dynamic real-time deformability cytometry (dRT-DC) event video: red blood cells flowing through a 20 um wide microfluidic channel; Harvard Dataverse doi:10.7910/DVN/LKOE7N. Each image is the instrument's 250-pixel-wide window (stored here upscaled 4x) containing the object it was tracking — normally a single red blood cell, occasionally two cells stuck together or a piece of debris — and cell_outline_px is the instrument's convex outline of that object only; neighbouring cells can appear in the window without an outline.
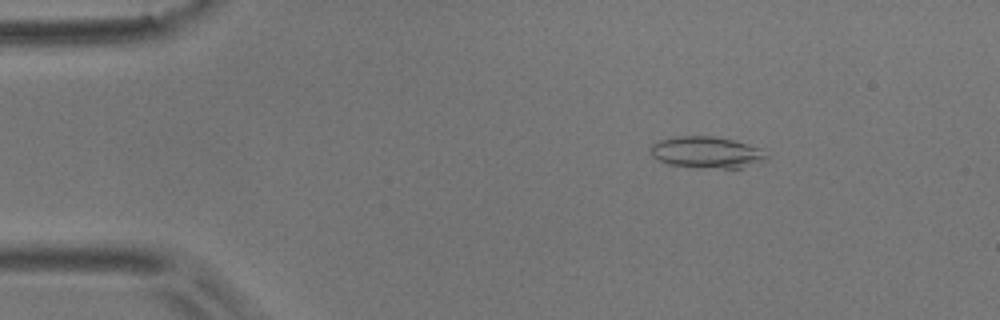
{"species": "common noctule bat (a hibernating species)", "species_latin": "Nyctalus noctula", "temperature_condition": "room temperature", "stored_images_in_passage": 9, "camera_frame_rate_fps": 3000, "um_per_image_px": 0.085, "animal": {"sex": "male", "body_mass_g": 17.9}, "frame": {"image": 1, "passage_image": 2, "time_ms": 0.333, "image_size_px": [1000, 320], "cell_outline_px": [[768, 156], [764, 160], [744, 168], [724, 168], [668, 164], [652, 156], [652, 144], [660, 140], [676, 136], [712, 136], [732, 140], [760, 148]], "centroid_in_image_um": [60.09, 12.94], "position_along_channel_um": 24.9, "area_um2": 20.81}}